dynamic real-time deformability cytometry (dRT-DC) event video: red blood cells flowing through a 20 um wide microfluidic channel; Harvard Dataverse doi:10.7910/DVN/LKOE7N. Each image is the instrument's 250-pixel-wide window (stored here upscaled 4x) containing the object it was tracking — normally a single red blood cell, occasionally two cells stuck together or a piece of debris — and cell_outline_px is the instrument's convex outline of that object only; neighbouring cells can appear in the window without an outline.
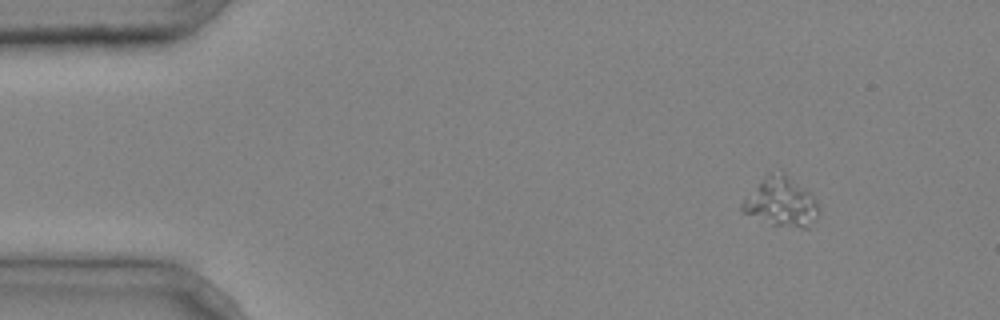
{"species": "common noctule bat (a hibernating species)", "species_latin": "Nyctalus noctula", "temperature_condition": "cold", "stored_images_in_passage": 3, "camera_frame_rate_fps": 3000, "um_per_image_px": 0.085, "animal": {"sex": "male", "body_mass_g": 20.4}, "frame": {"image": 1, "passage_image": 1, "time_ms": 0.0, "image_size_px": [1000, 320], "cell_outline_px": [[820, 212], [808, 228], [800, 228], [772, 224], [740, 212], [740, 204], [768, 172], [780, 168], [808, 192], [812, 196]], "centroid_in_image_um": [66.36, 17.15], "position_along_channel_um": 18.6, "area_um2": 21.79}}